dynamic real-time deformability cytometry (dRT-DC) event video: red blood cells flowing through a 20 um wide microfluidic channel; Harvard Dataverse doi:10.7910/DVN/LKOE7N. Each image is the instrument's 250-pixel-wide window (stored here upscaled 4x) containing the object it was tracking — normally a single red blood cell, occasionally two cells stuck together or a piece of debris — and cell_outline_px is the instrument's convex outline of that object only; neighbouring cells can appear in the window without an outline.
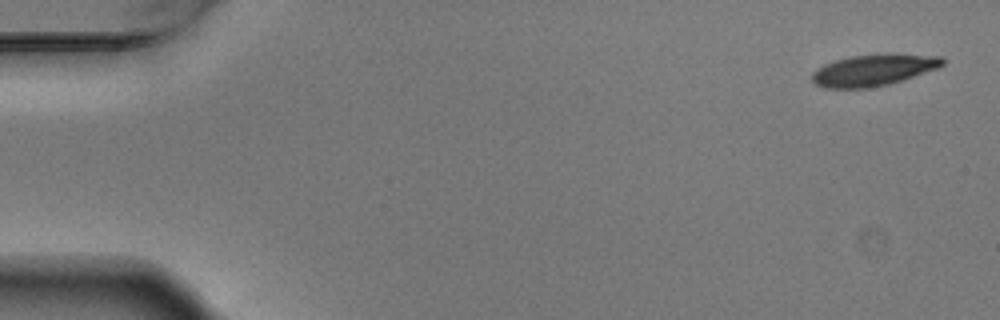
{"species": "Egyptian fruit bat (a non-hibernating species)", "species_latin": "Rousettus aegyptiacus", "temperature_condition": "warm", "stored_images_in_passage": 4, "camera_frame_rate_fps": 3000, "um_per_image_px": 0.085, "animal": {"sex": "male"}, "frame": {"image": 1, "passage_image": 1, "time_ms": 0.0, "image_size_px": [1000, 320], "cell_outline_px": [[944, 64], [936, 68], [888, 84], [868, 88], [824, 88], [816, 84], [812, 80], [812, 72], [824, 64], [836, 60], [852, 56], [888, 52], [940, 56], [944, 60]], "centroid_in_image_um": [74.23, 5.93], "position_along_channel_um": 10.8, "area_um2": 23.93}}
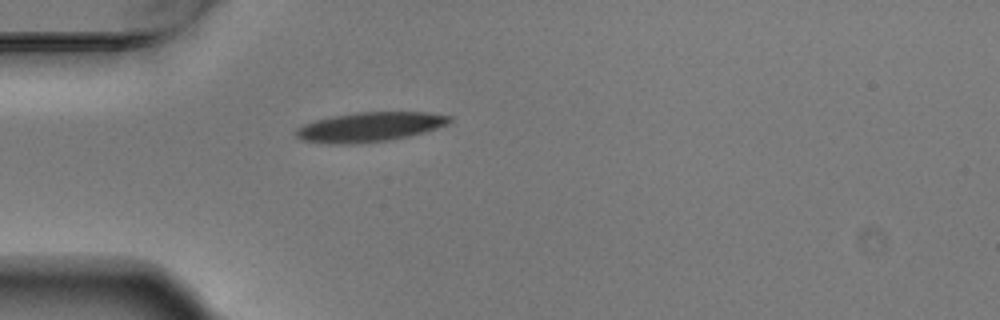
{"frame": {"image": 2, "passage_image": 4, "time_ms": 1.0, "image_size_px": [1000, 320], "cell_outline_px": [[452, 120], [448, 124], [424, 132], [392, 140], [352, 144], [328, 144], [300, 140], [296, 136], [296, 128], [304, 124], [316, 120], [332, 116], [356, 112], [428, 112], [452, 116]], "centroid_in_image_um": [31.42, 10.79], "position_along_channel_um": 53.6, "area_um2": 26.59}}